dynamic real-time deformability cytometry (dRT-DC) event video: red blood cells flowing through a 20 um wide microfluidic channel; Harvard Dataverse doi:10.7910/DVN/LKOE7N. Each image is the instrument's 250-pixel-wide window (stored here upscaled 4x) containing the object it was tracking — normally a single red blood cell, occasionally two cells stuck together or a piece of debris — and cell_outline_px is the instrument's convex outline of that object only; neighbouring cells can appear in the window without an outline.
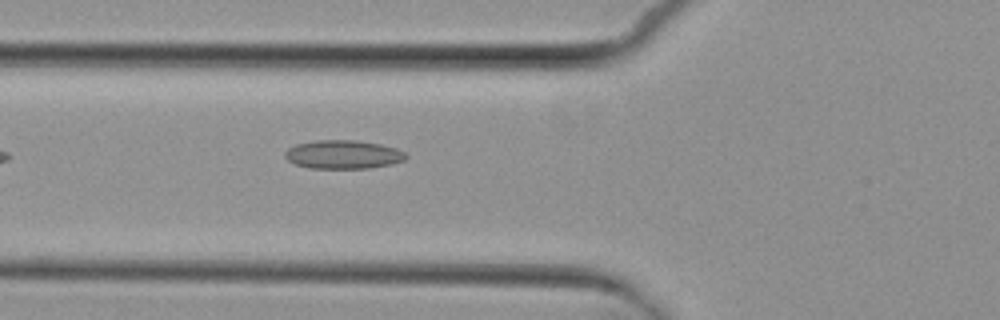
{"species": "common noctule bat (a hibernating species)", "species_latin": "Nyctalus noctula", "temperature_condition": "cold", "stored_images_in_passage": 2, "camera_frame_rate_fps": 3000, "um_per_image_px": 0.085, "animal": {"sex": "female", "body_mass_g": 29.2, "forearm_length_mm": 56.3}, "frame": {"image": 1, "passage_image": 2, "time_ms": 1.0, "image_size_px": [1000, 320], "cell_outline_px": [[408, 156], [404, 160], [392, 164], [368, 168], [308, 168], [296, 164], [288, 160], [284, 156], [284, 152], [288, 148], [296, 144], [316, 140], [356, 140], [380, 144], [396, 148], [404, 152]], "centroid_in_image_um": [29.16, 13.13], "position_along_channel_um": 96.6, "area_um2": 20.17}}